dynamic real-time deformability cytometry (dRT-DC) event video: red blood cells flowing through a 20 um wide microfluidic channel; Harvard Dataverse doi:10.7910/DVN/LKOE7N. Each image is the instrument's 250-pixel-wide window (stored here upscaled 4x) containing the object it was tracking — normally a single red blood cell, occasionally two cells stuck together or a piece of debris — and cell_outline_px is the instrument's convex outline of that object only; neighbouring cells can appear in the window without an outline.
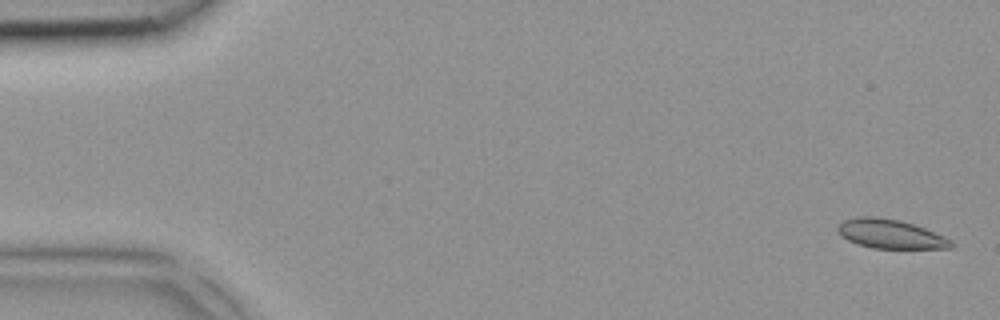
{"species": "common noctule bat (a hibernating species)", "species_latin": "Nyctalus noctula", "temperature_condition": "room temperature", "stored_images_in_passage": 3, "camera_frame_rate_fps": 3000, "um_per_image_px": 0.085, "animal": {"sex": "female", "body_mass_g": 18.4}, "frame": {"image": 1, "passage_image": 1, "time_ms": 0.0, "image_size_px": [1000, 320], "cell_outline_px": [[952, 248], [872, 248], [856, 244], [848, 240], [836, 228], [844, 220], [860, 216], [876, 216], [900, 220], [924, 228], [944, 236], [952, 240]], "centroid_in_image_um": [75.68, 19.88], "position_along_channel_um": 9.3, "area_um2": 19.02}}